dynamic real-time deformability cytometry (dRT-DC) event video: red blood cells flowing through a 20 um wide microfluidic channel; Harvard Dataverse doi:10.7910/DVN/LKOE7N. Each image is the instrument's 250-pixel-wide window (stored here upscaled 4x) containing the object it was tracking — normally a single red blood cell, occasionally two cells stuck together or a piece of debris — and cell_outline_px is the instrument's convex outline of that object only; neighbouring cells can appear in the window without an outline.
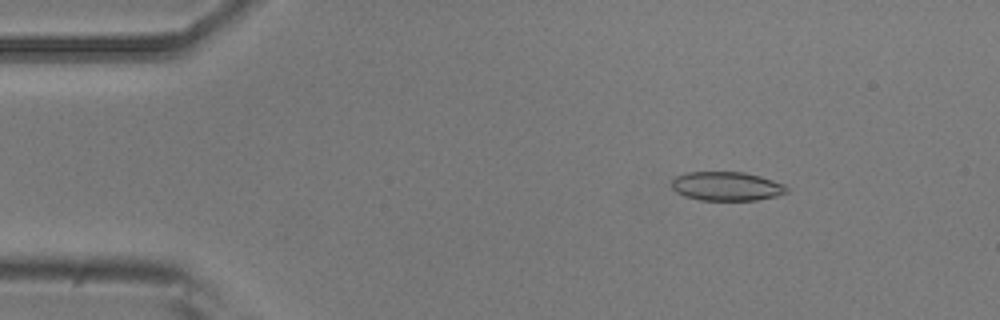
{"species": "common noctule bat (a hibernating species)", "species_latin": "Nyctalus noctula", "temperature_condition": "room temperature", "stored_images_in_passage": 19, "camera_frame_rate_fps": 3000, "um_per_image_px": 0.085, "animal": {"sex": "male", "body_mass_g": 20.5, "forearm_length_mm": 52.5}, "frame": {"image": 1, "passage_image": 7, "time_ms": 2.0, "image_size_px": [1000, 320], "cell_outline_px": [[788, 192], [776, 196], [756, 200], [700, 200], [684, 196], [676, 192], [672, 188], [672, 180], [676, 176], [688, 172], [744, 172], [760, 176], [784, 184], [788, 188]], "centroid_in_image_um": [61.76, 15.83], "position_along_channel_um": 23.2, "area_um2": 19.42}}
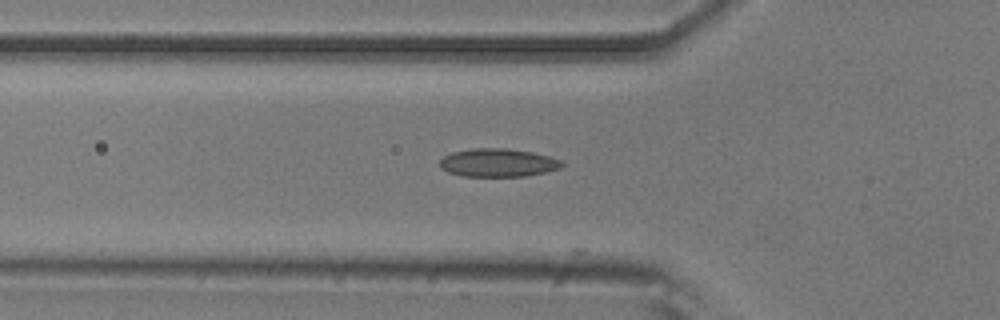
{"frame": {"image": 2, "passage_image": 17, "time_ms": 5.333, "image_size_px": [1000, 320], "cell_outline_px": [[564, 164], [560, 168], [548, 172], [524, 176], [460, 176], [448, 172], [440, 168], [440, 160], [444, 156], [452, 152], [472, 148], [508, 148], [532, 152], [548, 156], [560, 160]], "centroid_in_image_um": [42.31, 13.83], "position_along_channel_um": 83.5, "area_um2": 20.17}}